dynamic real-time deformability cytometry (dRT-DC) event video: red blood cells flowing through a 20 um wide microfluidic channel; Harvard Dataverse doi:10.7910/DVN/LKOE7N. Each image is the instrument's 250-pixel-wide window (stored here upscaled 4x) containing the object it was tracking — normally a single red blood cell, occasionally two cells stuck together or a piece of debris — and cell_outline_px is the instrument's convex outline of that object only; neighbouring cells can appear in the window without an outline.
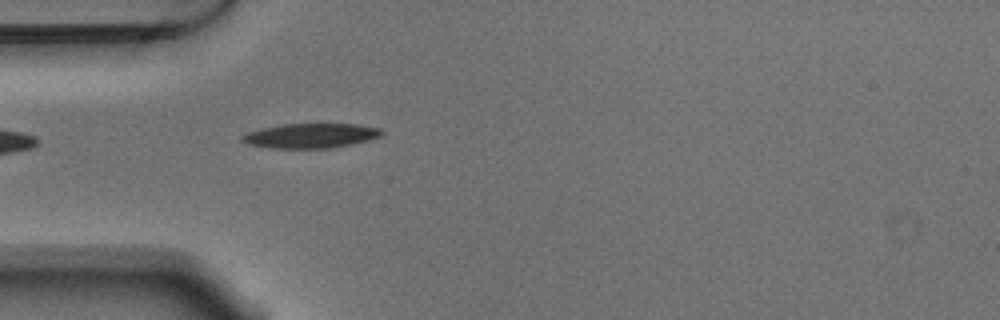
{"species": "Egyptian fruit bat (a non-hibernating species)", "species_latin": "Rousettus aegyptiacus", "temperature_condition": "warm", "stored_images_in_passage": 21, "camera_frame_rate_fps": 3000, "um_per_image_px": 0.085, "animal": {"sex": "male"}, "frame": {"image": 1, "passage_image": 1, "time_ms": 0.0, "image_size_px": [1000, 320], "cell_outline_px": [[384, 132], [380, 136], [368, 140], [332, 148], [272, 148], [248, 144], [240, 140], [240, 136], [248, 132], [264, 128], [284, 124], [356, 124], [380, 128]], "centroid_in_image_um": [26.4, 11.53], "position_along_channel_um": 58.6, "area_um2": 19.88}}
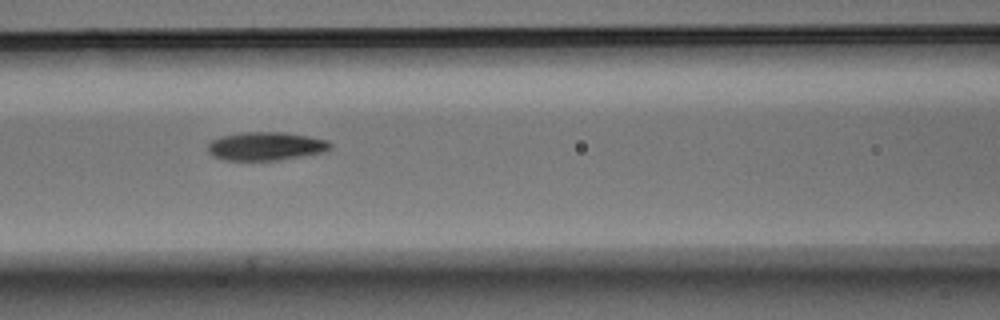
{"frame": {"image": 2, "passage_image": 8, "time_ms": 2.333, "image_size_px": [1000, 320], "cell_outline_px": [[332, 148], [328, 152], [280, 160], [224, 160], [212, 156], [208, 152], [208, 144], [212, 140], [220, 136], [240, 132], [284, 132], [308, 136], [328, 140], [332, 144]], "centroid_in_image_um": [22.63, 12.43], "position_along_channel_um": 144.0, "area_um2": 20.63}}
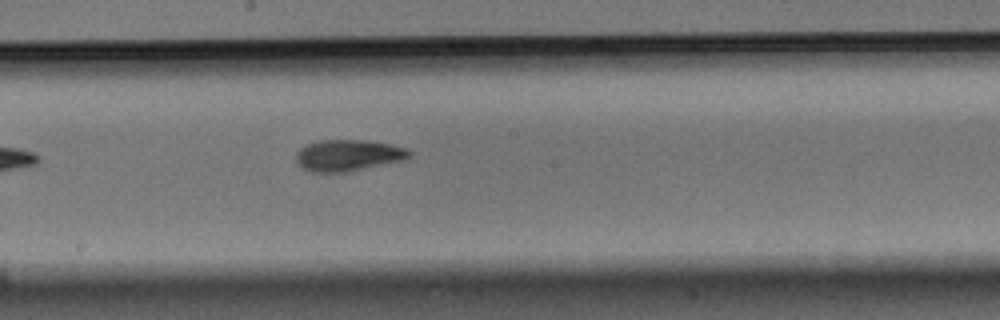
{"frame": {"image": 3, "passage_image": 14, "time_ms": 4.333, "image_size_px": [1000, 320], "cell_outline_px": [[412, 156], [408, 160], [344, 172], [312, 172], [300, 168], [296, 160], [296, 152], [300, 148], [308, 144], [320, 140], [364, 140], [388, 144], [408, 148], [412, 152]], "centroid_in_image_um": [29.62, 13.21], "position_along_channel_um": 218.6, "area_um2": 20.92}}